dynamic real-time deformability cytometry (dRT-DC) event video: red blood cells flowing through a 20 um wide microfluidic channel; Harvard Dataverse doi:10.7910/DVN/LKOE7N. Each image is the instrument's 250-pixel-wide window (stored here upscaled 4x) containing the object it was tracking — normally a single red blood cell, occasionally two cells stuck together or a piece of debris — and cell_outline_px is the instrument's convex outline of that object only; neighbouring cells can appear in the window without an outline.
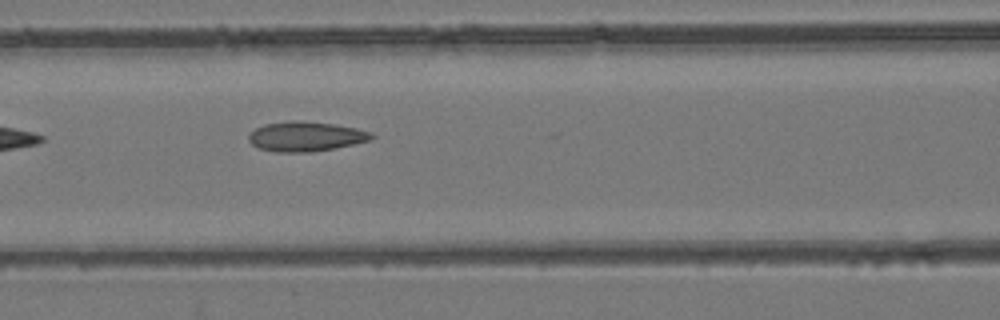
{"species": "common noctule bat (a hibernating species)", "species_latin": "Nyctalus noctula", "temperature_condition": "room temperature", "stored_images_in_passage": 7, "camera_frame_rate_fps": 3000, "um_per_image_px": 0.085, "animal": {"sex": "female", "body_mass_g": 24.6, "forearm_length_mm": 56.2}, "frame": {"image": 1, "passage_image": 7, "time_ms": 8.0, "image_size_px": [1000, 320], "cell_outline_px": [[376, 136], [372, 140], [336, 148], [308, 152], [276, 152], [260, 148], [252, 144], [248, 140], [248, 136], [256, 128], [264, 124], [292, 120], [304, 120], [336, 124], [356, 128], [372, 132]], "centroid_in_image_um": [26.03, 11.59], "position_along_channel_um": 140.6, "area_um2": 21.5}}